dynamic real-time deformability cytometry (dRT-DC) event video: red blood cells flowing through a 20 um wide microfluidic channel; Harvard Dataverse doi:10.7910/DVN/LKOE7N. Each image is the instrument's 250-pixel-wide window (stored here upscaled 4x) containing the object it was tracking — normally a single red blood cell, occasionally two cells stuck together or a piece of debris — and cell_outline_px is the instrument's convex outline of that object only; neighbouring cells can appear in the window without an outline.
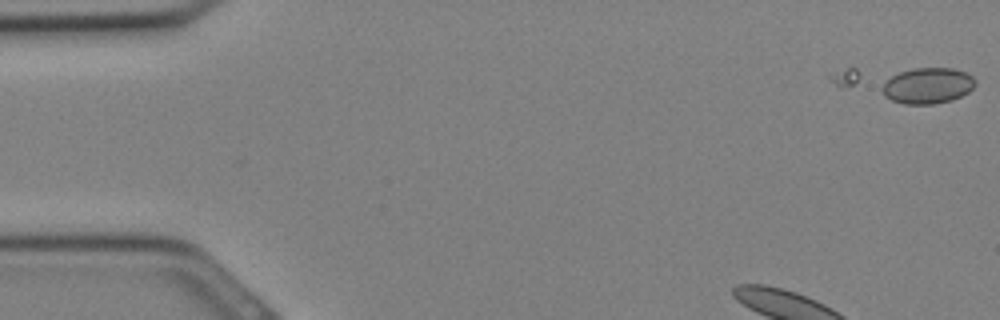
{"species": "Egyptian fruit bat (a non-hibernating species)", "species_latin": "Rousettus aegyptiacus", "temperature_condition": "cold", "stored_images_in_passage": 2, "camera_frame_rate_fps": 3000, "um_per_image_px": 0.085, "animal": {"sex": "female"}, "frame": {"image": 1, "passage_image": 2, "time_ms": 0.333, "image_size_px": [1000, 320], "cell_outline_px": [[976, 84], [968, 92], [952, 100], [932, 104], [904, 104], [892, 100], [884, 96], [884, 84], [892, 76], [900, 72], [912, 68], [952, 68], [964, 72], [972, 76], [976, 80]], "centroid_in_image_um": [78.89, 7.28], "position_along_channel_um": 6.1, "area_um2": 19.25}}